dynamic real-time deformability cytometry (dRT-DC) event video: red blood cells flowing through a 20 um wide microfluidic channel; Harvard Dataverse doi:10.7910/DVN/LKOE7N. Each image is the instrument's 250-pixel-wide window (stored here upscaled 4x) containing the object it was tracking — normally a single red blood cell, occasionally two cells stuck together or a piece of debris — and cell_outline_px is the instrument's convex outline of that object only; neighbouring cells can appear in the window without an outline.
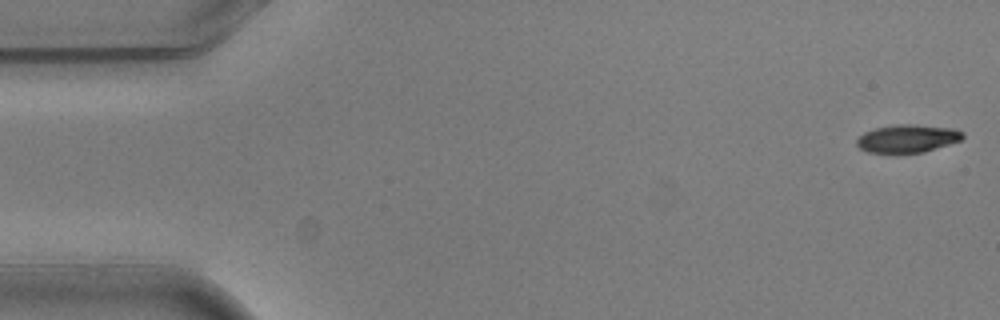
{"species": "common noctule bat (a hibernating species)", "species_latin": "Nyctalus noctula", "temperature_condition": "warm", "stored_images_in_passage": 10, "camera_frame_rate_fps": 3000, "um_per_image_px": 0.085, "animal": {"sex": "male", "body_mass_g": 20.5, "forearm_length_mm": 52.5}, "frame": {"image": 1, "passage_image": 1, "time_ms": 0.0, "image_size_px": [1000, 320], "cell_outline_px": [[964, 136], [960, 140], [924, 152], [868, 152], [860, 148], [856, 144], [856, 140], [864, 132], [876, 128], [896, 124], [912, 124], [952, 128], [964, 132]], "centroid_in_image_um": [77.13, 11.76], "position_along_channel_um": 7.9, "area_um2": 16.99}}
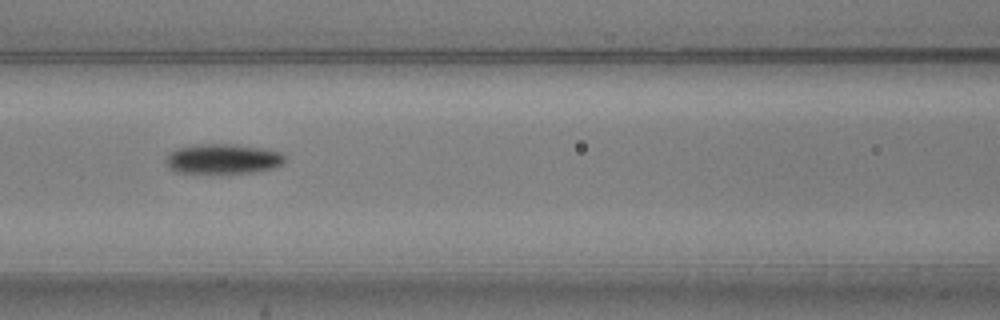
{"frame": {"image": 2, "passage_image": 6, "time_ms": 1.667, "image_size_px": [1000, 320], "cell_outline_px": [[284, 164], [272, 168], [252, 172], [220, 176], [212, 176], [172, 172], [168, 168], [164, 160], [168, 152], [176, 148], [196, 144], [232, 144], [264, 148], [280, 152], [284, 156]], "centroid_in_image_um": [18.84, 13.56], "position_along_channel_um": 147.8, "area_um2": 22.02}}
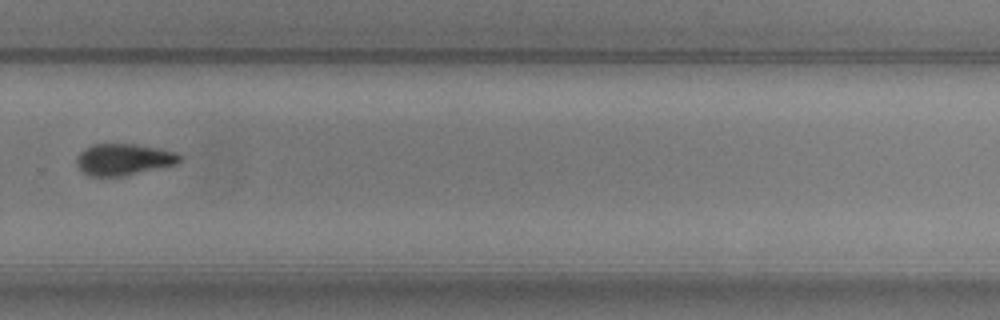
{"frame": {"image": 3, "passage_image": 10, "time_ms": 3.0, "image_size_px": [1000, 320], "cell_outline_px": [[184, 160], [180, 164], [124, 176], [88, 176], [76, 164], [76, 156], [80, 152], [92, 144], [136, 144], [160, 148], [180, 152], [184, 156]], "centroid_in_image_um": [10.62, 13.55], "position_along_channel_um": 319.2, "area_um2": 19.48}}